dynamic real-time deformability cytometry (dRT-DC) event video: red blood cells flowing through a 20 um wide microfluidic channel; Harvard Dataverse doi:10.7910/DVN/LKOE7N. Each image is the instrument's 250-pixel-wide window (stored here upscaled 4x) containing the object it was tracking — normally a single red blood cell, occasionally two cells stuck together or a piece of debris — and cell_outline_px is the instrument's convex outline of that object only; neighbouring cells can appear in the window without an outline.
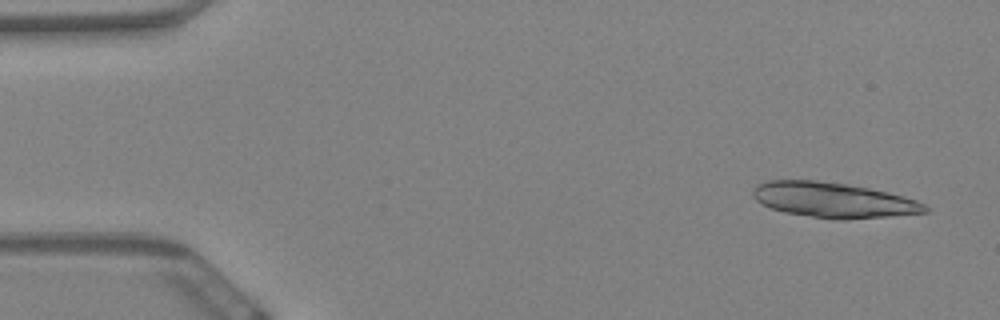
{"species": "Egyptian fruit bat (a non-hibernating species)", "species_latin": "Rousettus aegyptiacus", "temperature_condition": "warm", "stored_images_in_passage": 18, "camera_frame_rate_fps": 3000, "um_per_image_px": 0.085, "animal": {"sex": "female"}, "frame": {"image": 1, "passage_image": 3, "time_ms": 0.667, "image_size_px": [1000, 320], "cell_outline_px": [[928, 212], [888, 216], [844, 220], [840, 220], [784, 212], [772, 208], [756, 200], [752, 196], [752, 192], [756, 184], [768, 180], [816, 180], [844, 184], [868, 188], [888, 192], [904, 196], [916, 200], [924, 204], [928, 208]], "centroid_in_image_um": [70.82, 17.0], "position_along_channel_um": 14.2, "area_um2": 35.03}}